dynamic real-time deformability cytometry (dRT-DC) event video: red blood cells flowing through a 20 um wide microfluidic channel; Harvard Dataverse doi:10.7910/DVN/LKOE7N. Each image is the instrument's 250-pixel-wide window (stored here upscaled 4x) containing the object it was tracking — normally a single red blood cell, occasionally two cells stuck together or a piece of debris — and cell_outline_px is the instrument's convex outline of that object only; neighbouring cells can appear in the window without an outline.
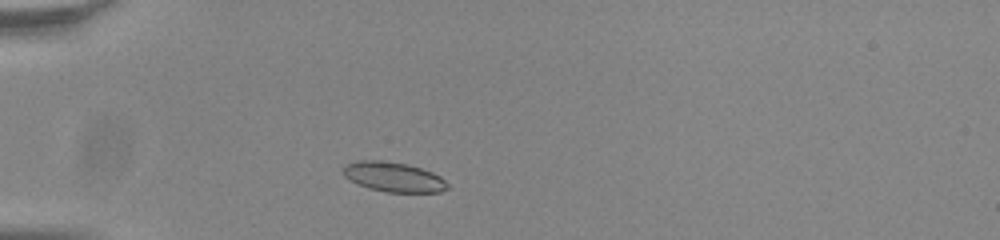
{"species": "common noctule bat (a hibernating species)", "species_latin": "Nyctalus noctula", "temperature_condition": "room temperature", "stored_images_in_passage": 33, "camera_frame_rate_fps": 3000, "um_per_image_px": 0.085, "animal": {"sex": "male", "body_mass_g": 20.0, "forearm_length_mm": 53.3}, "frame": {"image": 1, "passage_image": 1, "time_ms": 0.0, "image_size_px": [1000, 240], "cell_outline_px": [[448, 188], [440, 192], [388, 192], [368, 188], [344, 176], [344, 168], [348, 164], [360, 160], [380, 160], [408, 164], [432, 172], [440, 176], [448, 184]], "centroid_in_image_um": [33.49, 15.04], "position_along_channel_um": 51.5, "area_um2": 17.8}}
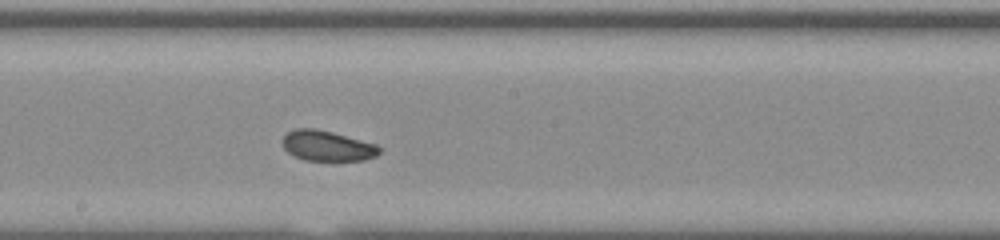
{"frame": {"image": 2, "passage_image": 16, "time_ms": 5.0, "image_size_px": [1000, 240], "cell_outline_px": [[380, 152], [376, 156], [364, 160], [304, 160], [288, 152], [284, 148], [280, 140], [288, 132], [296, 128], [316, 128], [332, 132], [376, 144], [380, 148]], "centroid_in_image_um": [27.79, 12.39], "position_along_channel_um": 220.4, "area_um2": 17.05}}
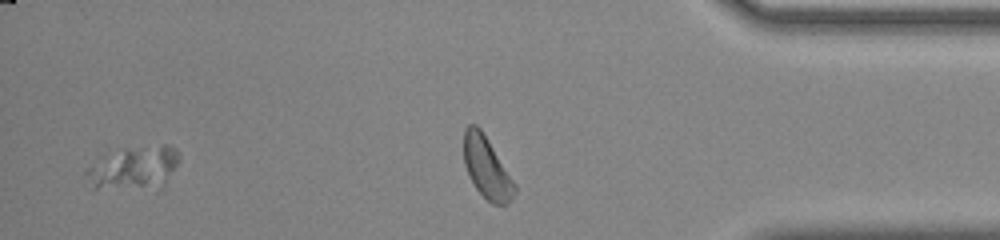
{"frame": {"image": 3, "passage_image": 31, "time_ms": 10.0, "image_size_px": [1000, 240], "cell_outline_px": [[164, 184], [156, 192], [92, 188], [84, 172], [88, 168], [128, 148], [136, 152]], "centroid_in_image_um": [10.51, 14.77], "position_along_channel_um": 424.7, "area_um2": 15.9}, "authors_computed_cell_mechanics": {"area_um2": 17.629, "velocity_mm_per_s": 3.8029, "shape_relaxation_time_tau1_ms": 2.3604, "shape_relaxation_time_tau2_ms": null, "deformation_change_tau1": 0.0638, "deformation_change_tau2": null}}